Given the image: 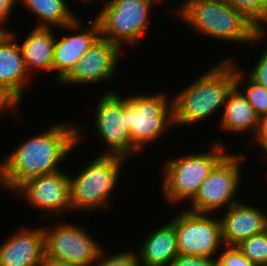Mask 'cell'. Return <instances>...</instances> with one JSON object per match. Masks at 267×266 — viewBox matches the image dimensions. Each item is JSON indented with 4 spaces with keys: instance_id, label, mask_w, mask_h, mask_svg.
I'll list each match as a JSON object with an SVG mask.
<instances>
[{
    "instance_id": "6da1fadb",
    "label": "cell",
    "mask_w": 267,
    "mask_h": 266,
    "mask_svg": "<svg viewBox=\"0 0 267 266\" xmlns=\"http://www.w3.org/2000/svg\"><path fill=\"white\" fill-rule=\"evenodd\" d=\"M77 124L61 123L22 140L0 160V185L15 192L26 181L60 171L58 167L86 135Z\"/></svg>"
},
{
    "instance_id": "7a4b0ae2",
    "label": "cell",
    "mask_w": 267,
    "mask_h": 266,
    "mask_svg": "<svg viewBox=\"0 0 267 266\" xmlns=\"http://www.w3.org/2000/svg\"><path fill=\"white\" fill-rule=\"evenodd\" d=\"M234 61L225 58L216 63L172 97L174 125L203 121L224 108L226 98L235 86Z\"/></svg>"
},
{
    "instance_id": "3957f363",
    "label": "cell",
    "mask_w": 267,
    "mask_h": 266,
    "mask_svg": "<svg viewBox=\"0 0 267 266\" xmlns=\"http://www.w3.org/2000/svg\"><path fill=\"white\" fill-rule=\"evenodd\" d=\"M179 5L173 15L198 34L224 42L252 44L258 41L256 27L225 0H184Z\"/></svg>"
},
{
    "instance_id": "277c9868",
    "label": "cell",
    "mask_w": 267,
    "mask_h": 266,
    "mask_svg": "<svg viewBox=\"0 0 267 266\" xmlns=\"http://www.w3.org/2000/svg\"><path fill=\"white\" fill-rule=\"evenodd\" d=\"M126 159L115 155H99L77 174L69 175L71 210L108 209L113 190L117 187L121 166Z\"/></svg>"
},
{
    "instance_id": "5b68a950",
    "label": "cell",
    "mask_w": 267,
    "mask_h": 266,
    "mask_svg": "<svg viewBox=\"0 0 267 266\" xmlns=\"http://www.w3.org/2000/svg\"><path fill=\"white\" fill-rule=\"evenodd\" d=\"M211 145L208 152L186 154L164 164L162 193L167 202L177 204L194 199L211 170L228 153L219 141Z\"/></svg>"
},
{
    "instance_id": "8992f818",
    "label": "cell",
    "mask_w": 267,
    "mask_h": 266,
    "mask_svg": "<svg viewBox=\"0 0 267 266\" xmlns=\"http://www.w3.org/2000/svg\"><path fill=\"white\" fill-rule=\"evenodd\" d=\"M126 121L132 143L141 153L174 125L172 98L164 92L127 96Z\"/></svg>"
},
{
    "instance_id": "52a82bcc",
    "label": "cell",
    "mask_w": 267,
    "mask_h": 266,
    "mask_svg": "<svg viewBox=\"0 0 267 266\" xmlns=\"http://www.w3.org/2000/svg\"><path fill=\"white\" fill-rule=\"evenodd\" d=\"M95 19L99 22L101 38L120 48L131 47L147 34L153 0H108Z\"/></svg>"
},
{
    "instance_id": "ba28073f",
    "label": "cell",
    "mask_w": 267,
    "mask_h": 266,
    "mask_svg": "<svg viewBox=\"0 0 267 266\" xmlns=\"http://www.w3.org/2000/svg\"><path fill=\"white\" fill-rule=\"evenodd\" d=\"M246 155L228 152L211 170L191 201L189 211L211 214L239 202L235 194L241 185V163Z\"/></svg>"
},
{
    "instance_id": "9c48e42d",
    "label": "cell",
    "mask_w": 267,
    "mask_h": 266,
    "mask_svg": "<svg viewBox=\"0 0 267 266\" xmlns=\"http://www.w3.org/2000/svg\"><path fill=\"white\" fill-rule=\"evenodd\" d=\"M94 123L96 136L107 150L99 155H115L126 160L140 151L133 145L126 121V97L105 91L98 99Z\"/></svg>"
},
{
    "instance_id": "30bf717a",
    "label": "cell",
    "mask_w": 267,
    "mask_h": 266,
    "mask_svg": "<svg viewBox=\"0 0 267 266\" xmlns=\"http://www.w3.org/2000/svg\"><path fill=\"white\" fill-rule=\"evenodd\" d=\"M184 209L170 219L175 225L179 254L199 255L216 260L218 257L216 253L224 246L221 238L220 219L209 216L208 213H197Z\"/></svg>"
},
{
    "instance_id": "8fae6325",
    "label": "cell",
    "mask_w": 267,
    "mask_h": 266,
    "mask_svg": "<svg viewBox=\"0 0 267 266\" xmlns=\"http://www.w3.org/2000/svg\"><path fill=\"white\" fill-rule=\"evenodd\" d=\"M45 259L77 266H91L98 258L102 245L87 233L86 228L57 223L44 227Z\"/></svg>"
},
{
    "instance_id": "7c38bea8",
    "label": "cell",
    "mask_w": 267,
    "mask_h": 266,
    "mask_svg": "<svg viewBox=\"0 0 267 266\" xmlns=\"http://www.w3.org/2000/svg\"><path fill=\"white\" fill-rule=\"evenodd\" d=\"M56 171L40 175L23 183L15 194H21L34 208H40L48 219L53 214H62L71 209L69 175Z\"/></svg>"
},
{
    "instance_id": "4fadbf2b",
    "label": "cell",
    "mask_w": 267,
    "mask_h": 266,
    "mask_svg": "<svg viewBox=\"0 0 267 266\" xmlns=\"http://www.w3.org/2000/svg\"><path fill=\"white\" fill-rule=\"evenodd\" d=\"M120 51L118 45L100 37L59 83L70 86L113 80Z\"/></svg>"
},
{
    "instance_id": "5bb4252c",
    "label": "cell",
    "mask_w": 267,
    "mask_h": 266,
    "mask_svg": "<svg viewBox=\"0 0 267 266\" xmlns=\"http://www.w3.org/2000/svg\"><path fill=\"white\" fill-rule=\"evenodd\" d=\"M83 21L76 19L62 29L69 30L73 34L65 35L54 43L53 73L56 82H59L70 72L75 63L80 60L84 53L101 37L99 22L94 19L87 29L83 28ZM74 31L75 34H74ZM81 31V32H80Z\"/></svg>"
},
{
    "instance_id": "9a60e30c",
    "label": "cell",
    "mask_w": 267,
    "mask_h": 266,
    "mask_svg": "<svg viewBox=\"0 0 267 266\" xmlns=\"http://www.w3.org/2000/svg\"><path fill=\"white\" fill-rule=\"evenodd\" d=\"M22 227V228H21ZM45 260L44 229L25 228L0 245V266H42Z\"/></svg>"
},
{
    "instance_id": "2e32d148",
    "label": "cell",
    "mask_w": 267,
    "mask_h": 266,
    "mask_svg": "<svg viewBox=\"0 0 267 266\" xmlns=\"http://www.w3.org/2000/svg\"><path fill=\"white\" fill-rule=\"evenodd\" d=\"M220 216L221 238L225 246H236L241 241L267 229V213L241 200L228 207Z\"/></svg>"
},
{
    "instance_id": "e0dca14e",
    "label": "cell",
    "mask_w": 267,
    "mask_h": 266,
    "mask_svg": "<svg viewBox=\"0 0 267 266\" xmlns=\"http://www.w3.org/2000/svg\"><path fill=\"white\" fill-rule=\"evenodd\" d=\"M16 35L11 30L0 42V87L20 103L24 96L23 87L32 75L26 69Z\"/></svg>"
},
{
    "instance_id": "ac0fdd59",
    "label": "cell",
    "mask_w": 267,
    "mask_h": 266,
    "mask_svg": "<svg viewBox=\"0 0 267 266\" xmlns=\"http://www.w3.org/2000/svg\"><path fill=\"white\" fill-rule=\"evenodd\" d=\"M146 236L136 249L138 266H171L179 254L175 225L169 221Z\"/></svg>"
},
{
    "instance_id": "d6986e66",
    "label": "cell",
    "mask_w": 267,
    "mask_h": 266,
    "mask_svg": "<svg viewBox=\"0 0 267 266\" xmlns=\"http://www.w3.org/2000/svg\"><path fill=\"white\" fill-rule=\"evenodd\" d=\"M22 44L19 43L29 74L33 70L53 74L54 43L53 28L33 27Z\"/></svg>"
},
{
    "instance_id": "ffe728a7",
    "label": "cell",
    "mask_w": 267,
    "mask_h": 266,
    "mask_svg": "<svg viewBox=\"0 0 267 266\" xmlns=\"http://www.w3.org/2000/svg\"><path fill=\"white\" fill-rule=\"evenodd\" d=\"M222 112L220 125L225 132L244 134L249 131L255 137L253 140L257 139L261 120L236 86L229 92Z\"/></svg>"
},
{
    "instance_id": "44dd1931",
    "label": "cell",
    "mask_w": 267,
    "mask_h": 266,
    "mask_svg": "<svg viewBox=\"0 0 267 266\" xmlns=\"http://www.w3.org/2000/svg\"><path fill=\"white\" fill-rule=\"evenodd\" d=\"M18 2L24 5L25 10L37 16L39 22L35 27L55 26L61 29L77 19L67 6L66 0H18Z\"/></svg>"
},
{
    "instance_id": "7402d4cb",
    "label": "cell",
    "mask_w": 267,
    "mask_h": 266,
    "mask_svg": "<svg viewBox=\"0 0 267 266\" xmlns=\"http://www.w3.org/2000/svg\"><path fill=\"white\" fill-rule=\"evenodd\" d=\"M238 64L235 63V86L243 93L246 100L249 104L253 107L255 114L260 118V120L267 116V89L262 85L254 82L248 75H247V82L244 87L242 83L246 76V72L242 68L240 69ZM242 87V90L240 89ZM244 89V90H243Z\"/></svg>"
},
{
    "instance_id": "603a6c76",
    "label": "cell",
    "mask_w": 267,
    "mask_h": 266,
    "mask_svg": "<svg viewBox=\"0 0 267 266\" xmlns=\"http://www.w3.org/2000/svg\"><path fill=\"white\" fill-rule=\"evenodd\" d=\"M236 247L254 266H267V229L246 238Z\"/></svg>"
},
{
    "instance_id": "cb8c5ba5",
    "label": "cell",
    "mask_w": 267,
    "mask_h": 266,
    "mask_svg": "<svg viewBox=\"0 0 267 266\" xmlns=\"http://www.w3.org/2000/svg\"><path fill=\"white\" fill-rule=\"evenodd\" d=\"M256 28L267 14V0H225Z\"/></svg>"
},
{
    "instance_id": "d4e9b609",
    "label": "cell",
    "mask_w": 267,
    "mask_h": 266,
    "mask_svg": "<svg viewBox=\"0 0 267 266\" xmlns=\"http://www.w3.org/2000/svg\"><path fill=\"white\" fill-rule=\"evenodd\" d=\"M104 253V249H102L91 266H138L137 254L133 250L117 252L113 255Z\"/></svg>"
},
{
    "instance_id": "484cf974",
    "label": "cell",
    "mask_w": 267,
    "mask_h": 266,
    "mask_svg": "<svg viewBox=\"0 0 267 266\" xmlns=\"http://www.w3.org/2000/svg\"><path fill=\"white\" fill-rule=\"evenodd\" d=\"M226 247V248H225ZM216 259V266H254L236 246H223Z\"/></svg>"
},
{
    "instance_id": "4316f807",
    "label": "cell",
    "mask_w": 267,
    "mask_h": 266,
    "mask_svg": "<svg viewBox=\"0 0 267 266\" xmlns=\"http://www.w3.org/2000/svg\"><path fill=\"white\" fill-rule=\"evenodd\" d=\"M260 58L255 63L256 65L251 69L248 76L256 83L262 85L267 89V48L260 53Z\"/></svg>"
},
{
    "instance_id": "83f0119b",
    "label": "cell",
    "mask_w": 267,
    "mask_h": 266,
    "mask_svg": "<svg viewBox=\"0 0 267 266\" xmlns=\"http://www.w3.org/2000/svg\"><path fill=\"white\" fill-rule=\"evenodd\" d=\"M171 266H216V260L199 255L184 256L178 254Z\"/></svg>"
},
{
    "instance_id": "f1b7e54d",
    "label": "cell",
    "mask_w": 267,
    "mask_h": 266,
    "mask_svg": "<svg viewBox=\"0 0 267 266\" xmlns=\"http://www.w3.org/2000/svg\"><path fill=\"white\" fill-rule=\"evenodd\" d=\"M20 103L12 97L5 89L0 87V114L6 111L15 112ZM13 110V111H12Z\"/></svg>"
},
{
    "instance_id": "f546056e",
    "label": "cell",
    "mask_w": 267,
    "mask_h": 266,
    "mask_svg": "<svg viewBox=\"0 0 267 266\" xmlns=\"http://www.w3.org/2000/svg\"><path fill=\"white\" fill-rule=\"evenodd\" d=\"M18 0H0V23L6 24Z\"/></svg>"
},
{
    "instance_id": "4dcf8cb0",
    "label": "cell",
    "mask_w": 267,
    "mask_h": 266,
    "mask_svg": "<svg viewBox=\"0 0 267 266\" xmlns=\"http://www.w3.org/2000/svg\"><path fill=\"white\" fill-rule=\"evenodd\" d=\"M255 141L262 150H267V116L260 121V131Z\"/></svg>"
},
{
    "instance_id": "1f68e13d",
    "label": "cell",
    "mask_w": 267,
    "mask_h": 266,
    "mask_svg": "<svg viewBox=\"0 0 267 266\" xmlns=\"http://www.w3.org/2000/svg\"><path fill=\"white\" fill-rule=\"evenodd\" d=\"M263 23L267 24V14L265 18L263 19V21L261 22V24L256 28V39L260 41L265 37V35H267V32H266L267 29H265L267 27H264L265 24Z\"/></svg>"
},
{
    "instance_id": "d6a6232c",
    "label": "cell",
    "mask_w": 267,
    "mask_h": 266,
    "mask_svg": "<svg viewBox=\"0 0 267 266\" xmlns=\"http://www.w3.org/2000/svg\"><path fill=\"white\" fill-rule=\"evenodd\" d=\"M42 266H77V265L59 262V261H55V260L45 259L43 261Z\"/></svg>"
},
{
    "instance_id": "836d02e7",
    "label": "cell",
    "mask_w": 267,
    "mask_h": 266,
    "mask_svg": "<svg viewBox=\"0 0 267 266\" xmlns=\"http://www.w3.org/2000/svg\"><path fill=\"white\" fill-rule=\"evenodd\" d=\"M3 23H0V42L11 32L10 29H5ZM4 27V28H3Z\"/></svg>"
},
{
    "instance_id": "e575fe53",
    "label": "cell",
    "mask_w": 267,
    "mask_h": 266,
    "mask_svg": "<svg viewBox=\"0 0 267 266\" xmlns=\"http://www.w3.org/2000/svg\"><path fill=\"white\" fill-rule=\"evenodd\" d=\"M74 1H79V2H81V1L83 2V1H84V3H85V2H89V3H90V2H92V1L95 2V1H97V0H74ZM99 1H100V0H98V2H99ZM105 1H107V0H104V1H102V2L105 3Z\"/></svg>"
},
{
    "instance_id": "d590c367",
    "label": "cell",
    "mask_w": 267,
    "mask_h": 266,
    "mask_svg": "<svg viewBox=\"0 0 267 266\" xmlns=\"http://www.w3.org/2000/svg\"><path fill=\"white\" fill-rule=\"evenodd\" d=\"M154 2H161V1H165V0H153Z\"/></svg>"
}]
</instances>
